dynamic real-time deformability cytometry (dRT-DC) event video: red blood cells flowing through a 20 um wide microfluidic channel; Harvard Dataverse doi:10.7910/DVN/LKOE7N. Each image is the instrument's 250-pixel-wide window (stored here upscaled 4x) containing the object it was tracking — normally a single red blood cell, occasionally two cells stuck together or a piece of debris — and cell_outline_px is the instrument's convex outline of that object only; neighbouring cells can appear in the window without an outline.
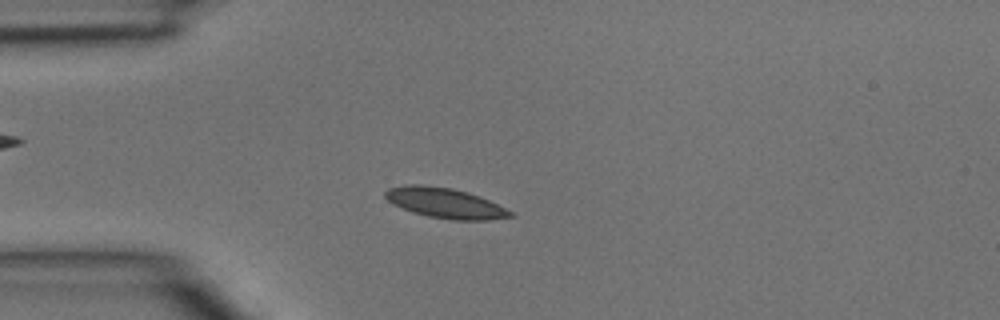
{"species": "common noctule bat (a hibernating species)", "species_latin": "Nyctalus noctula", "temperature_condition": "room temperature", "stored_images_in_passage": 2, "camera_frame_rate_fps": 3000, "um_per_image_px": 0.085, "animal": {"sex": "male", "body_mass_g": 15.6}, "frame": {"image": 1, "passage_image": 2, "time_ms": 0.333, "image_size_px": [1000, 320], "cell_outline_px": [[516, 216], [488, 220], [452, 220], [428, 216], [412, 212], [392, 204], [384, 196], [384, 192], [388, 188], [408, 184], [416, 184], [452, 188], [468, 192], [488, 200], [512, 212]], "centroid_in_image_um": [37.8, 17.26], "position_along_channel_um": 47.2, "area_um2": 21.91}}